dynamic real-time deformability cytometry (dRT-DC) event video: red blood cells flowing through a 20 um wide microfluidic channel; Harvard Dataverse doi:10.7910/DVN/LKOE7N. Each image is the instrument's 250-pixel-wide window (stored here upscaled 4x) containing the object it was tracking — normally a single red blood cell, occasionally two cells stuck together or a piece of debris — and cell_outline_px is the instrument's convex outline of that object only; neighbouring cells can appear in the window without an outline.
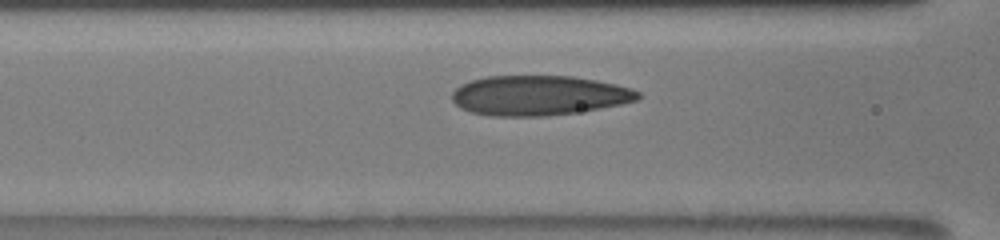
{"species": "human", "species_latin": "Homo sapiens", "temperature_condition": "room temperature", "stored_images_in_passage": 29, "camera_frame_rate_fps": 3000, "um_per_image_px": 0.085, "donor": {"sex": "male"}, "frame": {"image": 1, "passage_image": 7, "time_ms": 2.0, "image_size_px": [1000, 240], "cell_outline_px": [[640, 96], [636, 100], [620, 104], [600, 108], [576, 112], [548, 116], [492, 116], [472, 112], [460, 108], [452, 100], [452, 92], [460, 84], [472, 80], [488, 76], [572, 76], [596, 80], [616, 84], [632, 88], [640, 92]], "centroid_in_image_um": [45.79, 8.11], "position_along_channel_um": 120.8, "area_um2": 43.18}}
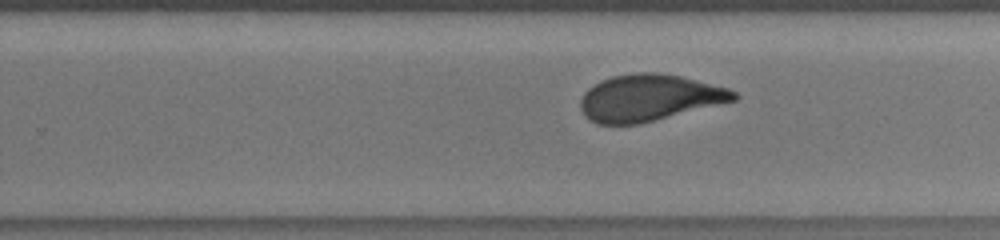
{"frame": {"image": 2, "passage_image": 20, "time_ms": 6.0, "image_size_px": [1000, 240], "cell_outline_px": [[740, 96], [736, 100], [636, 124], [596, 124], [588, 120], [584, 116], [580, 108], [580, 100], [584, 92], [588, 88], [600, 80], [612, 76], [636, 72], [656, 72], [680, 76], [728, 88], [736, 92]], "centroid_in_image_um": [55.13, 8.3], "position_along_channel_um": 274.7, "area_um2": 41.44}}
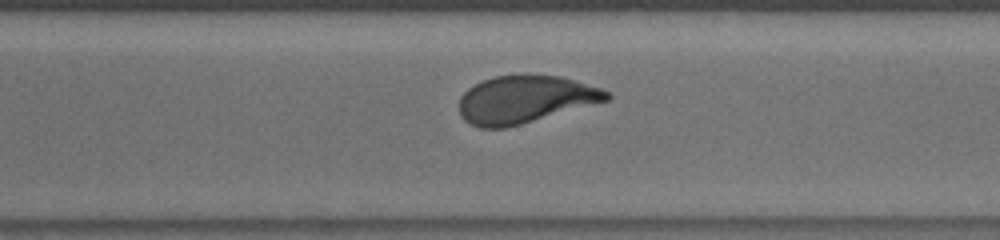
{"frame": {"image": 3, "passage_image": 27, "time_ms": 7.333, "image_size_px": [1000, 240], "cell_outline_px": [[612, 96], [608, 100], [520, 124], [504, 128], [480, 128], [464, 120], [460, 116], [460, 96], [468, 88], [492, 76], [560, 76], [600, 88], [612, 92]], "centroid_in_image_um": [44.61, 8.46], "position_along_channel_um": 326.0, "area_um2": 40.17}}